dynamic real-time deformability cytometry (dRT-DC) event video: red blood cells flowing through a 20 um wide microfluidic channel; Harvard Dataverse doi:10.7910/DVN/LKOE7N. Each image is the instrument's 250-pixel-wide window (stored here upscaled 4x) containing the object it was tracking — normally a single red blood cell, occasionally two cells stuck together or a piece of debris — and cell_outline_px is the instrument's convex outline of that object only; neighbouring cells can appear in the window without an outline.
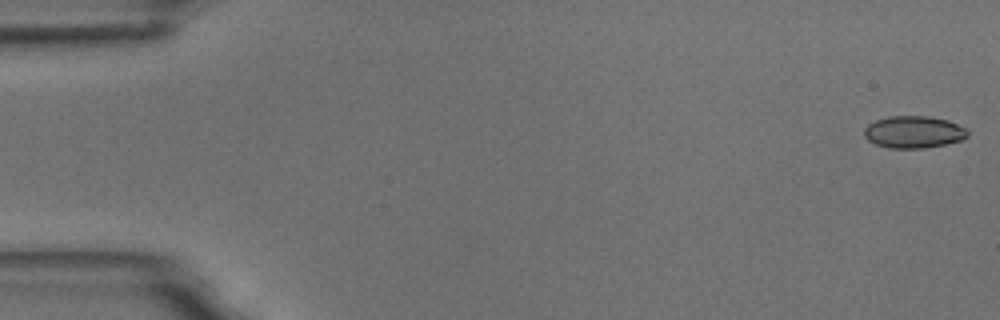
{"species": "common noctule bat (a hibernating species)", "species_latin": "Nyctalus noctula", "temperature_condition": "room temperature", "stored_images_in_passage": 58, "camera_frame_rate_fps": 3000, "um_per_image_px": 0.085, "animal": {"sex": "male", "body_mass_g": 18.8}, "frame": {"image": 1, "passage_image": 1, "time_ms": 0.0, "image_size_px": [1000, 320], "cell_outline_px": [[968, 136], [964, 140], [924, 148], [888, 148], [876, 144], [868, 140], [864, 136], [864, 128], [868, 124], [876, 120], [888, 116], [928, 116], [948, 120], [964, 128], [968, 132]], "centroid_in_image_um": [77.65, 11.22], "position_along_channel_um": 7.4, "area_um2": 19.36}}
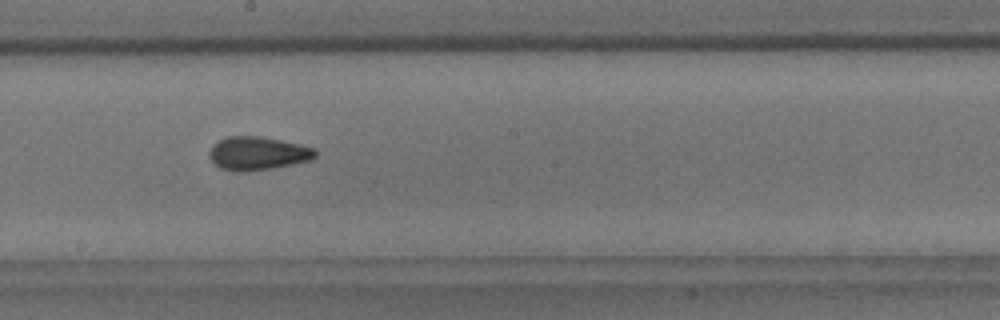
{"frame": {"image": 2, "passage_image": 32, "time_ms": 10.333, "image_size_px": [1000, 320], "cell_outline_px": [[316, 156], [312, 160], [272, 168], [244, 172], [236, 172], [220, 168], [208, 156], [208, 152], [212, 144], [228, 136], [260, 136], [300, 144], [312, 148], [316, 152]], "centroid_in_image_um": [21.87, 13.04], "position_along_channel_um": 226.3, "area_um2": 20.63}}
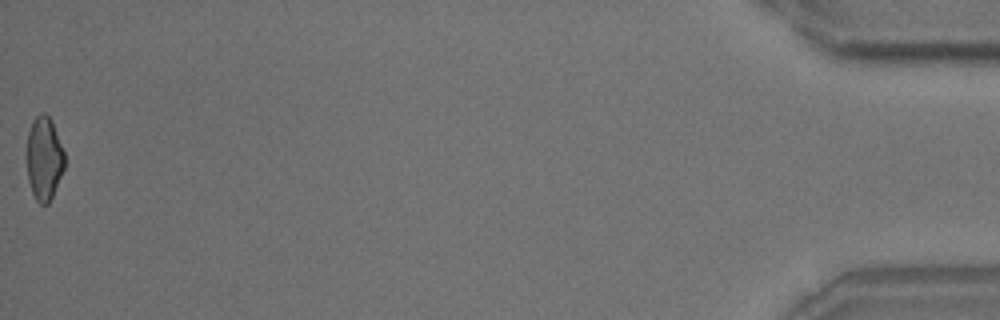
{"frame": {"image": 3, "passage_image": 58, "time_ms": 19.0, "image_size_px": [1000, 320], "cell_outline_px": [[64, 168], [52, 196], [48, 204], [40, 204], [36, 200], [32, 192], [28, 180], [28, 132], [32, 120], [40, 112], [44, 112], [52, 120], [64, 152]], "centroid_in_image_um": [3.75, 13.44], "position_along_channel_um": 431.4, "area_um2": 18.15}, "authors_computed_cell_mechanics": {"area_um2": 19.5653, "velocity_mm_per_s": 3.5022, "shape_relaxation_time_tau1_ms": 11.3268, "shape_relaxation_time_tau2_ms": 1.5464, "deformation_change_tau1": 0.1768, "deformation_change_tau2": 0.0823}}